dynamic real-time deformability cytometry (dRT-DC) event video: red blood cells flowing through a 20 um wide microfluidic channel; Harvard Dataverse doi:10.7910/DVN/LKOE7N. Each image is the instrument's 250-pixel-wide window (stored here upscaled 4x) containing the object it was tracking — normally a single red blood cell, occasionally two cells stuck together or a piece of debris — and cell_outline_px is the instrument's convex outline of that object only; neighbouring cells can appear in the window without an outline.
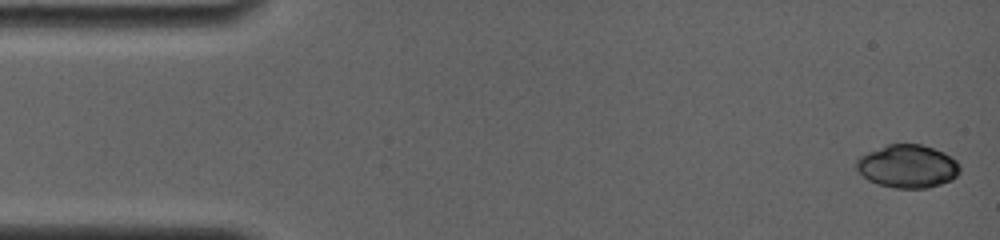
{"species": "common noctule bat (a hibernating species)", "species_latin": "Nyctalus noctula", "temperature_condition": "room temperature", "stored_images_in_passage": 10, "camera_frame_rate_fps": 4000, "um_per_image_px": 0.085, "animal": {"sex": "female", "body_mass_g": 19.0, "forearm_length_mm": 56.7}, "frame": {"image": 1, "passage_image": 1, "time_ms": 0.0, "image_size_px": [1000, 240], "cell_outline_px": [[960, 172], [952, 180], [928, 188], [896, 188], [876, 184], [868, 180], [856, 168], [856, 160], [860, 156], [868, 152], [888, 144], [920, 144], [944, 152], [956, 160], [960, 164]], "centroid_in_image_um": [77.16, 14.14], "position_along_channel_um": 7.8, "area_um2": 26.01}}
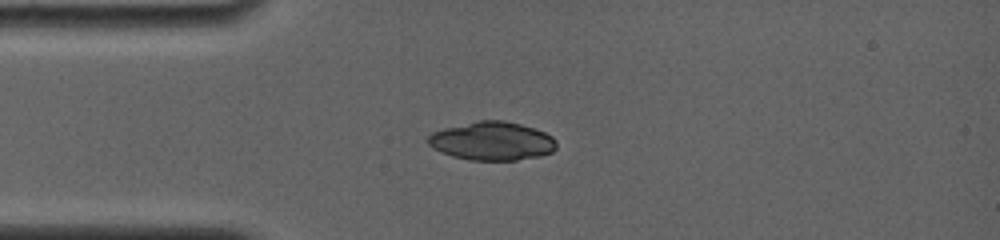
{"frame": {"image": 2, "passage_image": 6, "time_ms": 3.75, "image_size_px": [1000, 240], "cell_outline_px": [[556, 148], [552, 152], [540, 156], [516, 160], [472, 160], [452, 156], [440, 152], [432, 148], [428, 144], [428, 136], [432, 132], [444, 128], [476, 120], [504, 120], [536, 128], [552, 136], [556, 140]], "centroid_in_image_um": [41.82, 11.98], "position_along_channel_um": 43.2, "area_um2": 29.02}}
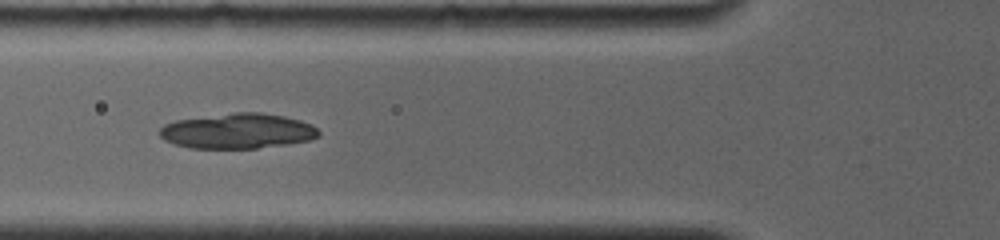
{"frame": {"image": 3, "passage_image": 9, "time_ms": 5.75, "image_size_px": [1000, 240], "cell_outline_px": [[320, 136], [308, 140], [288, 144], [256, 148], [188, 148], [164, 140], [160, 136], [160, 128], [164, 124], [176, 120], [232, 112], [260, 112], [284, 116], [300, 120], [312, 124], [320, 132]], "centroid_in_image_um": [20.21, 11.13], "position_along_channel_um": 105.6, "area_um2": 32.71}}